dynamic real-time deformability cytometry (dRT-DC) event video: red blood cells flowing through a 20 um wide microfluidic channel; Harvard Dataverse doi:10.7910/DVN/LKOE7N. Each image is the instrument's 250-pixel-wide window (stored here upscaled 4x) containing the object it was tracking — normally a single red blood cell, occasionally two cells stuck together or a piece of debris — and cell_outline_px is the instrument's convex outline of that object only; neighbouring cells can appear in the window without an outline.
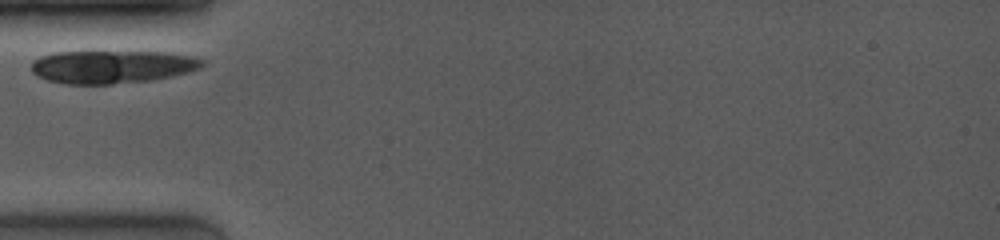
{"species": "common noctule bat (a hibernating species)", "species_latin": "Nyctalus noctula", "temperature_condition": "room temperature", "stored_images_in_passage": 3, "camera_frame_rate_fps": 4000, "um_per_image_px": 0.085, "animal": {"sex": "female", "body_mass_g": 19.0, "forearm_length_mm": 53.3}, "frame": {"image": 1, "passage_image": 1, "time_ms": 0.0, "image_size_px": [1000, 240], "cell_outline_px": [[204, 64], [200, 68], [188, 72], [172, 76], [152, 80], [112, 84], [64, 84], [48, 80], [32, 72], [32, 60], [40, 56], [52, 52], [168, 52], [196, 56], [204, 60]], "centroid_in_image_um": [9.55, 5.67], "position_along_channel_um": 75.4, "area_um2": 33.0}}
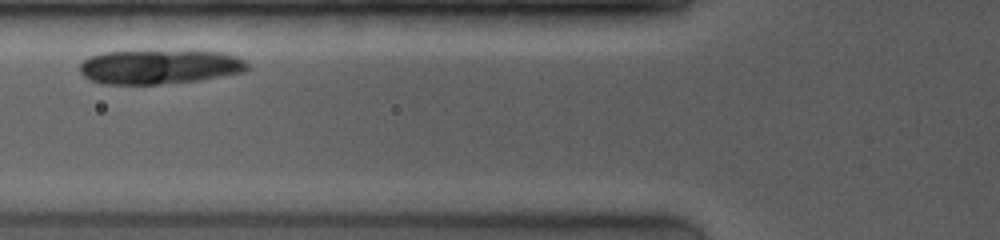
{"frame": {"image": 2, "passage_image": 2, "time_ms": 1.0, "image_size_px": [1000, 240], "cell_outline_px": [[248, 68], [244, 72], [200, 80], [156, 84], [104, 84], [92, 80], [84, 76], [80, 72], [80, 64], [88, 56], [100, 52], [192, 48], [220, 52], [236, 56], [244, 60], [248, 64]], "centroid_in_image_um": [13.58, 5.62], "position_along_channel_um": 112.2, "area_um2": 34.68}}